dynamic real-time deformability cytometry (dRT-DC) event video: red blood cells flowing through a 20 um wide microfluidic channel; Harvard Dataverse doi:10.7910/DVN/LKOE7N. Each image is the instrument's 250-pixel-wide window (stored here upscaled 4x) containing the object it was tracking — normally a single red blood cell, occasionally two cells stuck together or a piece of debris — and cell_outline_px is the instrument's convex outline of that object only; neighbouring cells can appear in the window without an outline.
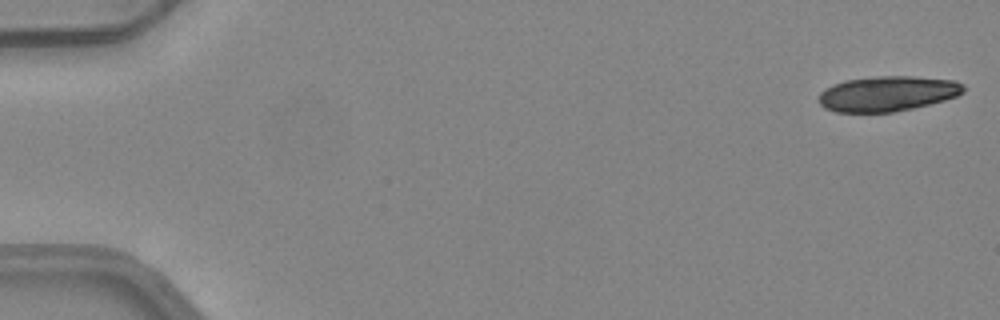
{"species": "common noctule bat (a hibernating species)", "species_latin": "Nyctalus noctula", "temperature_condition": "warm", "stored_images_in_passage": 19, "camera_frame_rate_fps": 3000, "um_per_image_px": 0.085, "animal": {"sex": "female", "body_mass_g": 24.6, "forearm_length_mm": 56.2}, "frame": {"image": 1, "passage_image": 1, "time_ms": 0.0, "image_size_px": [1000, 320], "cell_outline_px": [[964, 92], [956, 96], [944, 100], [912, 108], [892, 112], [836, 112], [824, 108], [820, 104], [820, 92], [832, 84], [844, 80], [880, 76], [912, 76], [956, 80], [964, 84]], "centroid_in_image_um": [75.44, 7.95], "position_along_channel_um": 9.6, "area_um2": 29.65}}